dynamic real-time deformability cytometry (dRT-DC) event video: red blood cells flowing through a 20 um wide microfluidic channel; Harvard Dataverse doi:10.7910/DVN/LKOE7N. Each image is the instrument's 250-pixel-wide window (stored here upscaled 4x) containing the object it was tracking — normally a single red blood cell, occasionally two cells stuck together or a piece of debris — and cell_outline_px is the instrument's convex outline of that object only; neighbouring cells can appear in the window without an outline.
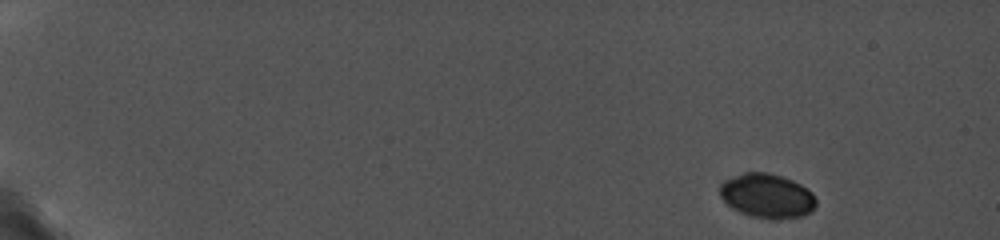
{"species": "common noctule bat (a hibernating species)", "species_latin": "Nyctalus noctula", "temperature_condition": "cold", "stored_images_in_passage": 54, "camera_frame_rate_fps": 5000, "um_per_image_px": 0.085, "animal": {"sex": "female", "body_mass_g": 19.0, "forearm_length_mm": 56.7}, "frame": {"image": 1, "passage_image": 1, "time_ms": 0.0, "image_size_px": [1000, 240], "cell_outline_px": [[816, 204], [812, 212], [804, 216], [776, 220], [772, 220], [752, 216], [740, 212], [732, 208], [720, 196], [720, 184], [724, 180], [744, 172], [768, 172], [792, 180], [800, 184], [812, 192], [816, 200]], "centroid_in_image_um": [65.22, 16.66], "position_along_channel_um": 19.8, "area_um2": 25.03}}
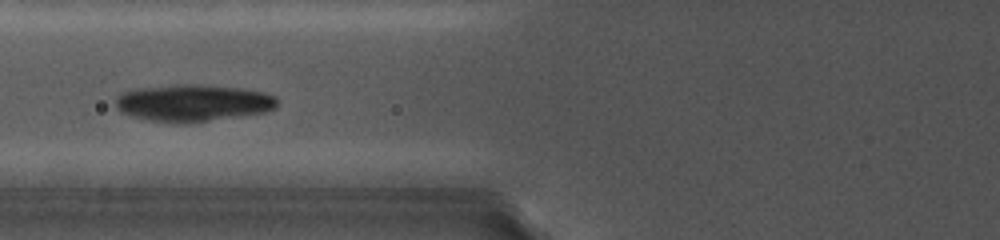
{"frame": {"image": 2, "passage_image": 26, "time_ms": 6.6, "image_size_px": [1000, 240], "cell_outline_px": [[276, 108], [264, 112], [184, 124], [180, 124], [152, 120], [132, 116], [120, 112], [116, 108], [116, 96], [120, 92], [136, 88], [172, 84], [192, 84], [244, 88], [264, 92], [276, 96]], "centroid_in_image_um": [16.36, 8.73], "position_along_channel_um": 109.4, "area_um2": 35.03}}
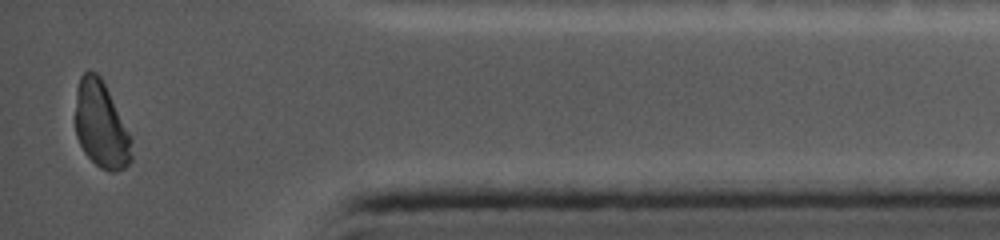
{"frame": {"image": 3, "passage_image": 54, "time_ms": 15.4, "image_size_px": [1000, 240], "cell_outline_px": [[132, 160], [124, 168], [116, 172], [108, 172], [100, 168], [84, 152], [76, 136], [76, 88], [80, 76], [88, 68], [96, 72], [100, 76], [132, 140]], "centroid_in_image_um": [8.58, 10.63], "position_along_channel_um": 426.6, "area_um2": 28.21}}